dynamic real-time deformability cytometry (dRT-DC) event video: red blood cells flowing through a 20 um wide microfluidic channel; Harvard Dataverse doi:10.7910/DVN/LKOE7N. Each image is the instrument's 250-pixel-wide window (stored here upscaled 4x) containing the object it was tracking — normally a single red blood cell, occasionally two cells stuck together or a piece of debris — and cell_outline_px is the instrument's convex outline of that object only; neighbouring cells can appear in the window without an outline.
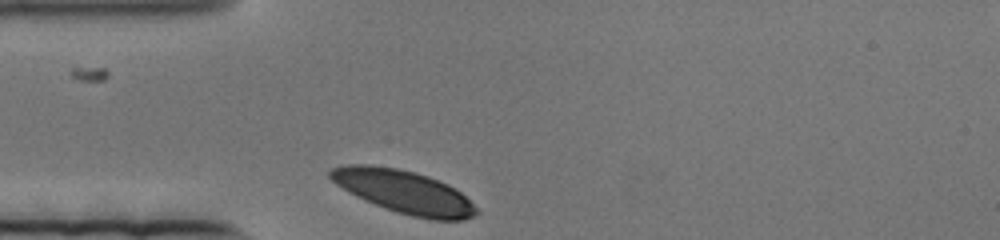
{"species": "human", "species_latin": "Homo sapiens", "temperature_condition": "cold", "stored_images_in_passage": 46, "camera_frame_rate_fps": 3000, "um_per_image_px": 0.085, "donor": {"sex": "female"}, "frame": {"image": 1, "passage_image": 1, "time_ms": 0.0, "image_size_px": [1000, 240], "cell_outline_px": [[480, 212], [476, 216], [464, 220], [432, 220], [412, 216], [376, 204], [356, 196], [348, 192], [336, 184], [328, 176], [328, 172], [332, 168], [344, 164], [368, 164], [396, 168], [428, 176], [448, 184], [460, 192]], "centroid_in_image_um": [34.33, 16.29], "position_along_channel_um": 50.7, "area_um2": 36.3}}
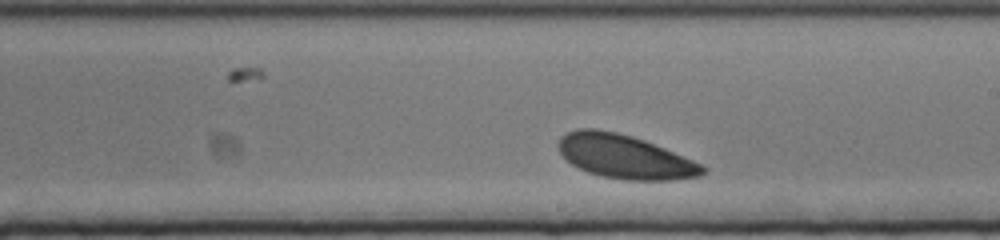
{"frame": {"image": 2, "passage_image": 27, "time_ms": 8.667, "image_size_px": [1000, 240], "cell_outline_px": [[708, 168], [700, 176], [672, 180], [624, 180], [600, 176], [588, 172], [572, 164], [560, 152], [556, 144], [560, 136], [576, 128], [596, 128], [616, 132], [632, 136], [644, 140], [664, 148], [692, 160]], "centroid_in_image_um": [53.07, 13.31], "position_along_channel_um": 235.9, "area_um2": 36.76}}
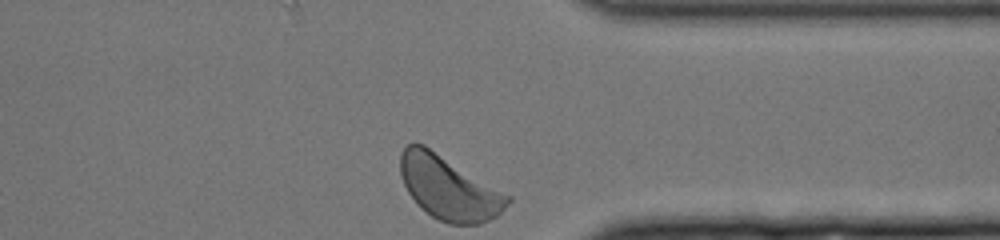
{"frame": {"image": 3, "passage_image": 46, "time_ms": 15.0, "image_size_px": [1000, 240], "cell_outline_px": [[512, 200], [496, 216], [480, 224], [448, 224], [432, 216], [420, 208], [408, 192], [400, 176], [400, 152], [408, 144], [424, 144], [512, 196]], "centroid_in_image_um": [38.15, 15.97], "position_along_channel_um": 373.3, "area_um2": 39.77}}